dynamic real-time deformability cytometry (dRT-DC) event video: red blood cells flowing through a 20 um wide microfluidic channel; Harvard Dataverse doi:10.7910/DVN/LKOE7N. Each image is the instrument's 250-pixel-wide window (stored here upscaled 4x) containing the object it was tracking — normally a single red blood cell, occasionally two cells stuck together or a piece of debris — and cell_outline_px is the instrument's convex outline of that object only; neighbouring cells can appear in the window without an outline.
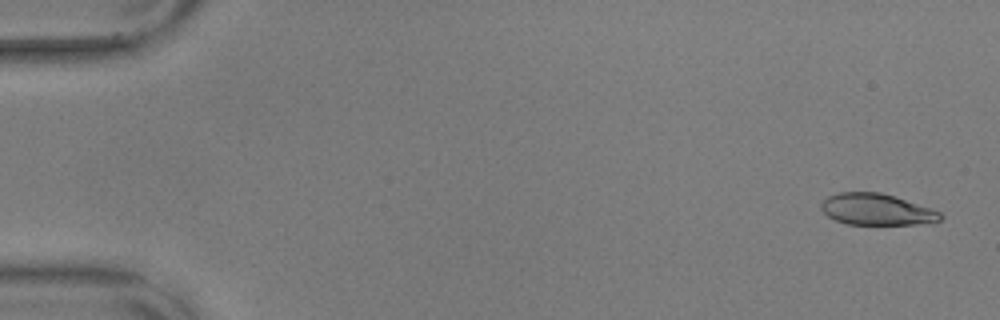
{"species": "common noctule bat (a hibernating species)", "species_latin": "Nyctalus noctula", "temperature_condition": "warm", "stored_images_in_passage": 50, "camera_frame_rate_fps": 3000, "um_per_image_px": 0.085, "animal": {"sex": "male", "body_mass_g": 17.9, "forearm_length_mm": 54.2}, "frame": {"image": 1, "passage_image": 2, "time_ms": 0.333, "image_size_px": [1000, 320], "cell_outline_px": [[944, 216], [940, 220], [932, 224], [848, 224], [836, 220], [828, 216], [820, 208], [820, 204], [828, 196], [840, 192], [880, 192], [932, 208], [940, 212]], "centroid_in_image_um": [74.55, 17.81], "position_along_channel_um": 10.5, "area_um2": 21.85}}
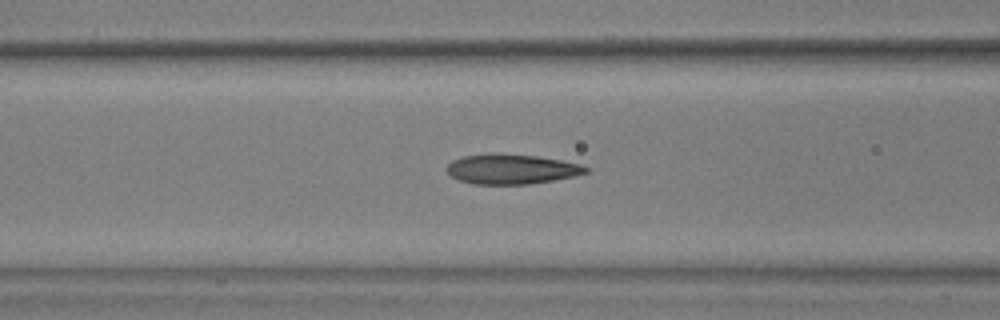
{"frame": {"image": 2, "passage_image": 23, "time_ms": 7.333, "image_size_px": [1000, 320], "cell_outline_px": [[592, 168], [588, 172], [572, 176], [552, 180], [528, 184], [472, 184], [460, 180], [452, 176], [444, 168], [452, 160], [464, 156], [492, 152], [536, 156], [560, 160], [580, 164]], "centroid_in_image_um": [43.45, 14.36], "position_along_channel_um": 123.1, "area_um2": 24.28}}
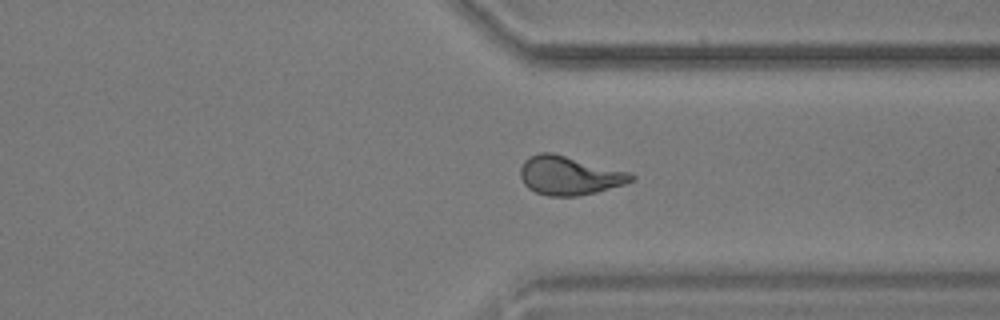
{"frame": {"image": 3, "passage_image": 43, "time_ms": 14.0, "image_size_px": [1000, 320], "cell_outline_px": [[636, 176], [632, 180], [624, 184], [596, 192], [576, 196], [548, 196], [536, 192], [528, 188], [524, 184], [520, 176], [520, 168], [524, 160], [528, 156], [540, 152], [552, 152], [632, 172]], "centroid_in_image_um": [48.38, 14.9], "position_along_channel_um": 363.0, "area_um2": 25.26}, "authors_computed_cell_mechanics": {"area_um2": 23.9292, "velocity_mm_per_s": 3.5917, "shape_relaxation_time_tau1_ms": 4.8974, "shape_relaxation_time_tau2_ms": 1.3914, "deformation_change_tau1": 0.1996, "deformation_change_tau2": 0.0799}}